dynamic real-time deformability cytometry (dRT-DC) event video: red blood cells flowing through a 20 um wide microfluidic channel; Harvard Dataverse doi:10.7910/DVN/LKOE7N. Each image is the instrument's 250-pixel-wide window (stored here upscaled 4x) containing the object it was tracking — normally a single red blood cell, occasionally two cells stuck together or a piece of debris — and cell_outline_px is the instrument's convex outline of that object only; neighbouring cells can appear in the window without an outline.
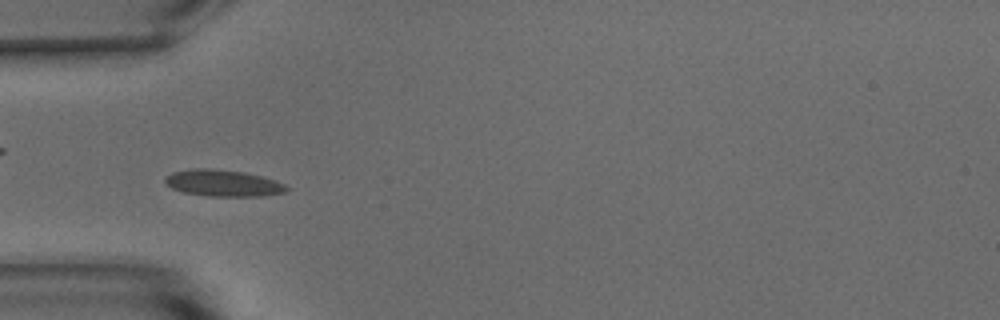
{"species": "common noctule bat (a hibernating species)", "species_latin": "Nyctalus noctula", "temperature_condition": "warm", "stored_images_in_passage": 51, "camera_frame_rate_fps": 3000, "um_per_image_px": 0.085, "animal": {"sex": "male", "body_mass_g": 15.6}, "frame": {"image": 1, "passage_image": 17, "time_ms": 5.333, "image_size_px": [1000, 320], "cell_outline_px": [[292, 188], [284, 192], [264, 196], [208, 196], [184, 192], [172, 188], [164, 180], [164, 176], [172, 172], [192, 168], [212, 168], [244, 172], [276, 180]], "centroid_in_image_um": [18.97, 15.56], "position_along_channel_um": 66.0, "area_um2": 18.9}}
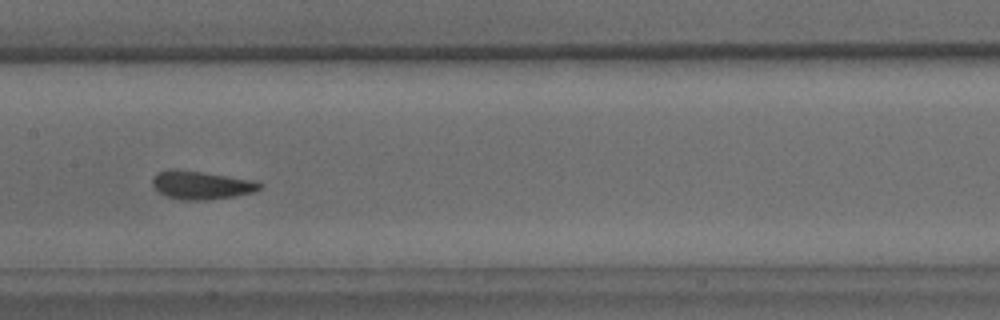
{"frame": {"image": 2, "passage_image": 27, "time_ms": 8.667, "image_size_px": [1000, 320], "cell_outline_px": [[264, 184], [260, 188], [252, 192], [236, 196], [204, 200], [180, 200], [164, 196], [152, 184], [152, 180], [156, 172], [172, 168], [256, 180]], "centroid_in_image_um": [17.1, 15.73], "position_along_channel_um": 190.3, "area_um2": 17.74}}
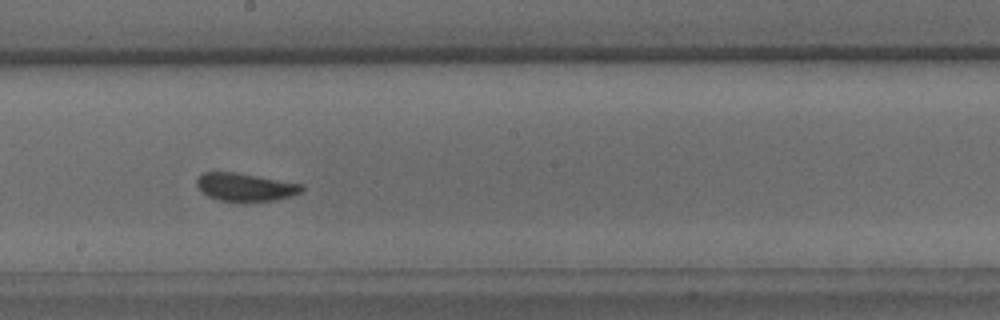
{"frame": {"image": 3, "passage_image": 30, "time_ms": 9.667, "image_size_px": [1000, 320], "cell_outline_px": [[304, 188], [300, 192], [276, 200], [240, 204], [220, 200], [208, 196], [200, 192], [196, 184], [196, 180], [204, 172], [236, 172], [304, 184]], "centroid_in_image_um": [20.83, 15.93], "position_along_channel_um": 227.4, "area_um2": 17.63}, "authors_computed_cell_mechanics": {"area_um2": 16.9932, "velocity_mm_per_s": 3.7276, "shape_relaxation_time_tau1_ms": 3.1346, "shape_relaxation_time_tau2_ms": null, "deformation_change_tau1": 0.1175, "deformation_change_tau2": null}}